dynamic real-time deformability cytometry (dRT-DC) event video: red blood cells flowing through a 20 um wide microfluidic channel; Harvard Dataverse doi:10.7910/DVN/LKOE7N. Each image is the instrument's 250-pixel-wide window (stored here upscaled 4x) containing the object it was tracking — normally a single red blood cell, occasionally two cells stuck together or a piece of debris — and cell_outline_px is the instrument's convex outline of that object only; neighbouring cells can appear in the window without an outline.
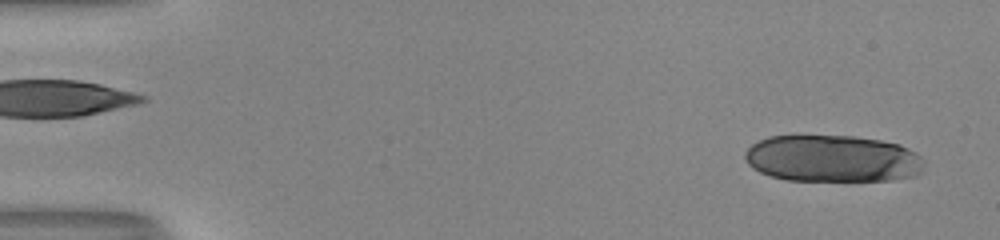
{"species": "human", "species_latin": "Homo sapiens", "temperature_condition": "room temperature", "stored_images_in_passage": 20, "camera_frame_rate_fps": 3000, "um_per_image_px": 0.085, "donor": {"sex": "male"}, "frame": {"image": 1, "passage_image": 2, "time_ms": 0.333, "image_size_px": [1000, 240], "cell_outline_px": [[924, 172], [916, 176], [892, 180], [788, 180], [772, 176], [760, 172], [752, 168], [748, 164], [744, 156], [744, 152], [752, 144], [768, 136], [856, 136], [880, 140], [900, 144], [916, 152], [924, 160]], "centroid_in_image_um": [70.81, 13.48], "position_along_channel_um": 14.2, "area_um2": 49.3}}